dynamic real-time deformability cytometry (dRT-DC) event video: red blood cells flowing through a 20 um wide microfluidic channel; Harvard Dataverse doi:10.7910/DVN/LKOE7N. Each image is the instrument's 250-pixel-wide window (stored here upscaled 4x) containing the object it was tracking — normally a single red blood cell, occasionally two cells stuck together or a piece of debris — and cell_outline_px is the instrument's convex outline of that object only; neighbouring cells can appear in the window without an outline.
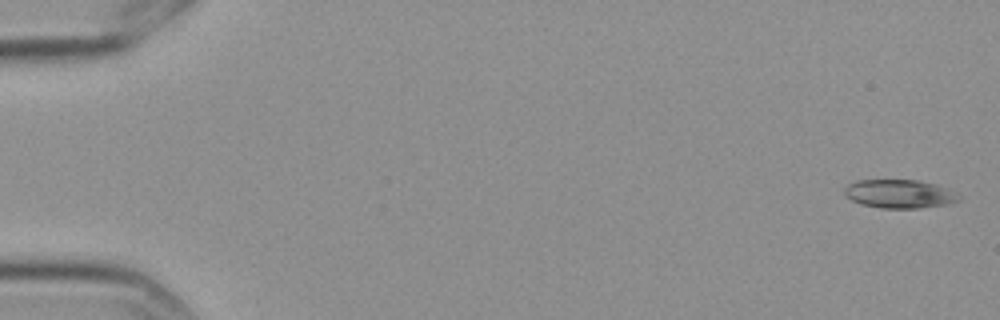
{"species": "Egyptian fruit bat (a non-hibernating species)", "species_latin": "Rousettus aegyptiacus", "temperature_condition": "cold", "stored_images_in_passage": 7, "camera_frame_rate_fps": 3000, "um_per_image_px": 0.085, "frame": {"image": 1, "passage_image": 1, "time_ms": 0.0, "image_size_px": [1000, 320], "cell_outline_px": [[964, 196], [960, 200], [948, 204], [920, 208], [880, 208], [860, 204], [844, 196], [844, 188], [848, 184], [856, 180], [916, 180], [936, 184]], "centroid_in_image_um": [76.46, 16.48], "position_along_channel_um": 8.5, "area_um2": 19.25}}
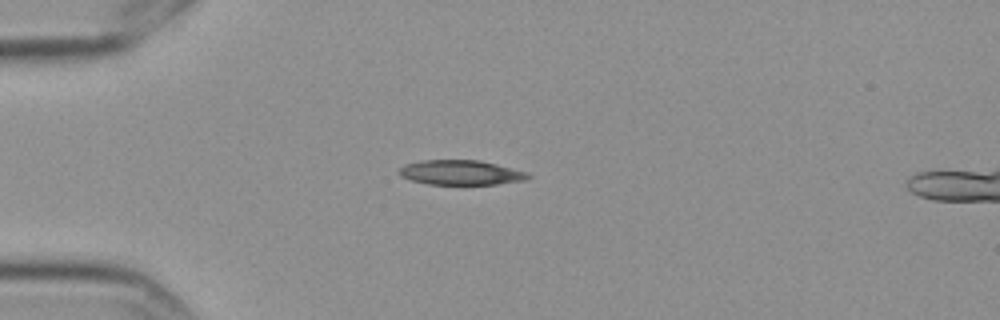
{"frame": {"image": 2, "passage_image": 5, "time_ms": 1.333, "image_size_px": [1000, 320], "cell_outline_px": [[532, 176], [524, 180], [496, 184], [428, 184], [412, 180], [400, 176], [396, 172], [404, 164], [420, 160], [480, 160], [528, 172]], "centroid_in_image_um": [39.14, 14.66], "position_along_channel_um": 45.9, "area_um2": 18.61}}
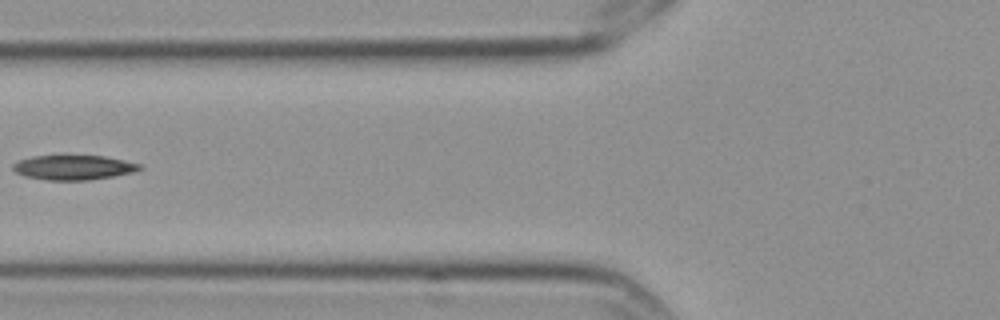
{"frame": {"image": 3, "passage_image": 7, "time_ms": 2.0, "image_size_px": [1000, 320], "cell_outline_px": [[144, 168], [132, 172], [112, 176], [88, 180], [48, 180], [24, 176], [16, 172], [12, 168], [12, 164], [20, 160], [32, 156], [104, 156], [124, 160], [140, 164]], "centroid_in_image_um": [6.24, 14.23], "position_along_channel_um": 119.6, "area_um2": 18.03}}